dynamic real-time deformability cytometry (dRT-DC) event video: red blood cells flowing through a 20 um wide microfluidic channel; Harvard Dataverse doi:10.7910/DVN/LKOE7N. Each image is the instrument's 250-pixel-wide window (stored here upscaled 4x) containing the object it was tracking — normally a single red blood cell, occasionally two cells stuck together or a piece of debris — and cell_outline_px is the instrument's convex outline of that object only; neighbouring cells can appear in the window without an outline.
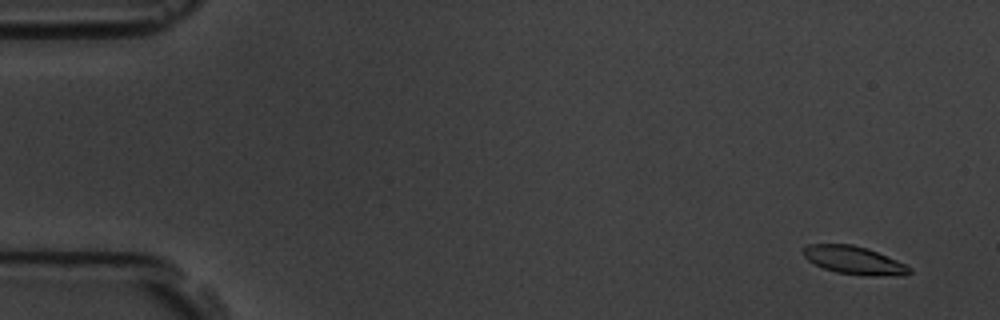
{"species": "common noctule bat (a hibernating species)", "species_latin": "Nyctalus noctula", "temperature_condition": "room temperature", "stored_images_in_passage": 59, "camera_frame_rate_fps": 3000, "um_per_image_px": 0.085, "animal": {"sex": "male", "body_mass_g": 19.5, "forearm_length_mm": 54.6}, "frame": {"image": 1, "passage_image": 4, "time_ms": 1.0, "image_size_px": [1000, 320], "cell_outline_px": [[912, 272], [904, 276], [864, 276], [836, 272], [824, 268], [808, 260], [804, 256], [804, 248], [808, 244], [852, 244], [868, 248], [896, 260], [912, 268]], "centroid_in_image_um": [72.64, 22.14], "position_along_channel_um": 12.4, "area_um2": 17.4}}
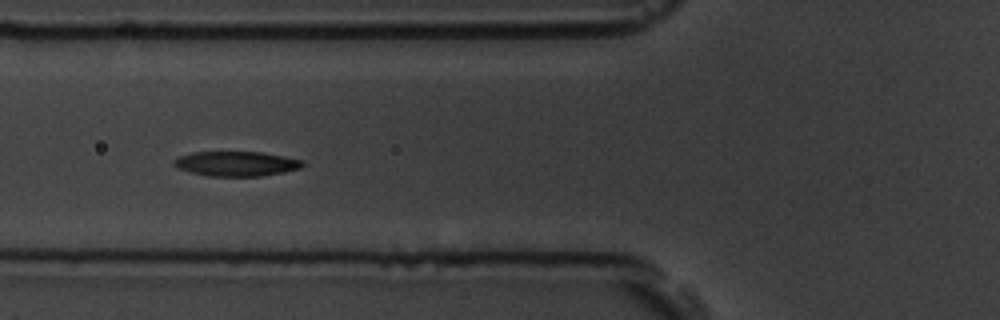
{"frame": {"image": 2, "passage_image": 23, "time_ms": 7.333, "image_size_px": [1000, 320], "cell_outline_px": [[304, 164], [300, 168], [284, 172], [260, 176], [208, 176], [176, 168], [172, 164], [172, 160], [180, 156], [192, 152], [260, 152], [304, 160]], "centroid_in_image_um": [20.06, 13.91], "position_along_channel_um": 105.7, "area_um2": 18.55}}
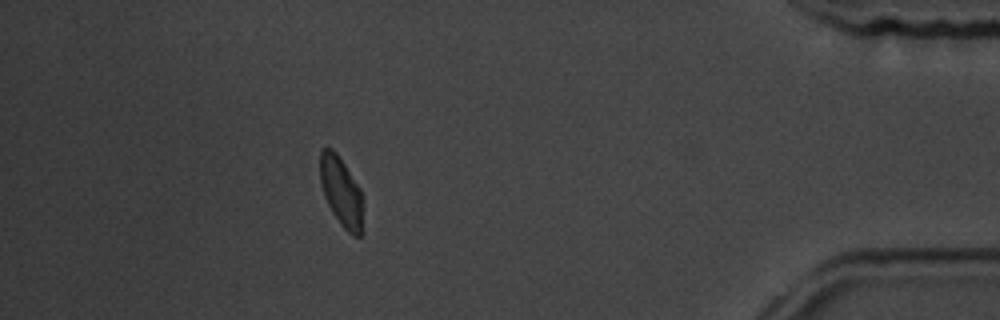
{"frame": {"image": 3, "passage_image": 53, "time_ms": 17.333, "image_size_px": [1000, 320], "cell_outline_px": [[364, 232], [360, 236], [356, 236], [348, 232], [340, 224], [332, 212], [324, 196], [320, 184], [320, 152], [324, 148], [332, 148], [336, 152], [360, 188], [364, 204]], "centroid_in_image_um": [29.05, 16.36], "position_along_channel_um": 406.2, "area_um2": 17.8}, "authors_computed_cell_mechanics": {"area_um2": 18.1492, "velocity_mm_per_s": 3.505, "shape_relaxation_time_tau1_ms": 3.7037, "shape_relaxation_time_tau2_ms": 3.953, "deformation_change_tau1": 0.1257, "deformation_change_tau2": 0.0696}}